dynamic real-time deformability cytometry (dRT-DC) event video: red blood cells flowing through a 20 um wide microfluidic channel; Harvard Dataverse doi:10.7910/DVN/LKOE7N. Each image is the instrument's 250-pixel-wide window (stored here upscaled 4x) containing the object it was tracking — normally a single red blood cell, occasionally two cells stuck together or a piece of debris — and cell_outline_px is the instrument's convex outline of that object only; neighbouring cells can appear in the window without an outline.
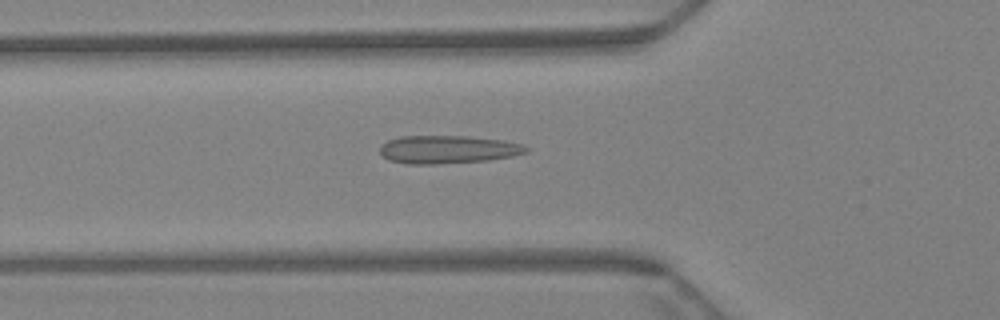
{"species": "Egyptian fruit bat (a non-hibernating species)", "species_latin": "Rousettus aegyptiacus", "temperature_condition": "warm", "stored_images_in_passage": 36, "camera_frame_rate_fps": 3000, "um_per_image_px": 0.085, "animal": {"sex": "female"}, "frame": {"image": 1, "passage_image": 22, "time_ms": 7.0, "image_size_px": [1000, 320], "cell_outline_px": [[528, 152], [512, 156], [488, 160], [436, 164], [408, 164], [388, 160], [380, 152], [380, 148], [388, 140], [400, 136], [468, 136], [504, 140], [524, 144], [528, 148]], "centroid_in_image_um": [38.1, 12.7], "position_along_channel_um": 87.7, "area_um2": 23.93}}
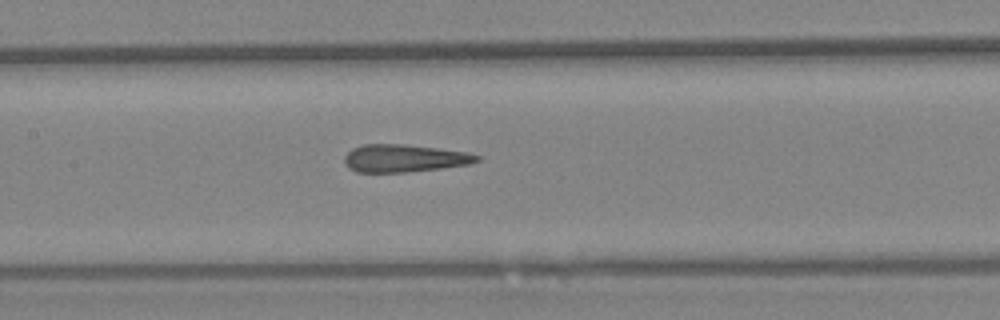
{"frame": {"image": 2, "passage_image": 30, "time_ms": 9.667, "image_size_px": [1000, 320], "cell_outline_px": [[480, 160], [468, 164], [440, 168], [404, 172], [356, 172], [348, 168], [344, 164], [344, 156], [352, 148], [364, 144], [400, 144], [440, 148], [468, 152], [480, 156]], "centroid_in_image_um": [34.33, 13.45], "position_along_channel_um": 173.1, "area_um2": 21.33}}
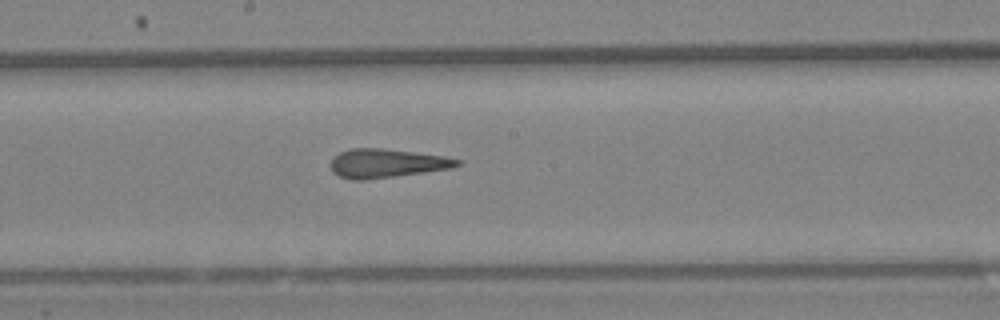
{"frame": {"image": 3, "passage_image": 34, "time_ms": 11.0, "image_size_px": [1000, 320], "cell_outline_px": [[464, 160], [460, 164], [452, 168], [424, 172], [364, 180], [352, 180], [340, 176], [332, 172], [332, 160], [340, 152], [348, 148], [380, 148], [444, 156]], "centroid_in_image_um": [32.88, 13.88], "position_along_channel_um": 215.3, "area_um2": 21.04}}